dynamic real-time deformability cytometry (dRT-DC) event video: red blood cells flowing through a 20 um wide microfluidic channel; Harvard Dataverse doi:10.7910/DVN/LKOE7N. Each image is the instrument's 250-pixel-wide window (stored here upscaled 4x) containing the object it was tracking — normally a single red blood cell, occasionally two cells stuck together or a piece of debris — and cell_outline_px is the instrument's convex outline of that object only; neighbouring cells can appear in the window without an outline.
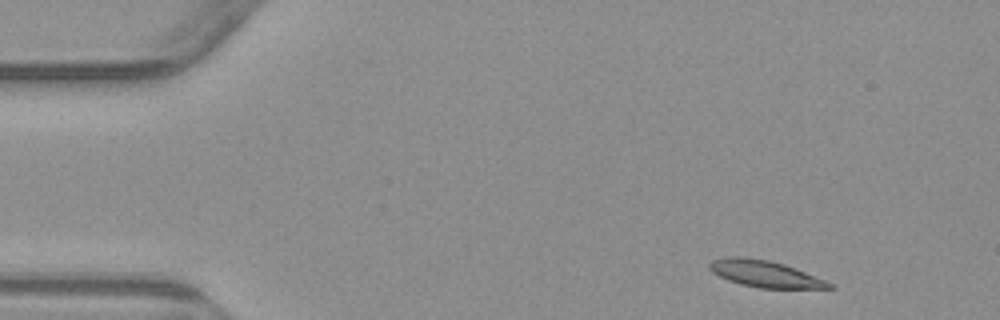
{"species": "common noctule bat (a hibernating species)", "species_latin": "Nyctalus noctula", "temperature_condition": "warm", "stored_images_in_passage": 4, "camera_frame_rate_fps": 3000, "um_per_image_px": 0.085, "animal": {"sex": "male", "body_mass_g": 23.1, "forearm_length_mm": 52.7}, "frame": {"image": 1, "passage_image": 1, "time_ms": 0.0, "image_size_px": [1000, 320], "cell_outline_px": [[836, 288], [760, 288], [740, 284], [728, 280], [712, 272], [708, 268], [708, 264], [712, 260], [728, 256], [744, 256], [768, 260], [784, 264], [836, 284]], "centroid_in_image_um": [65.02, 23.27], "position_along_channel_um": 20.0, "area_um2": 18.67}}
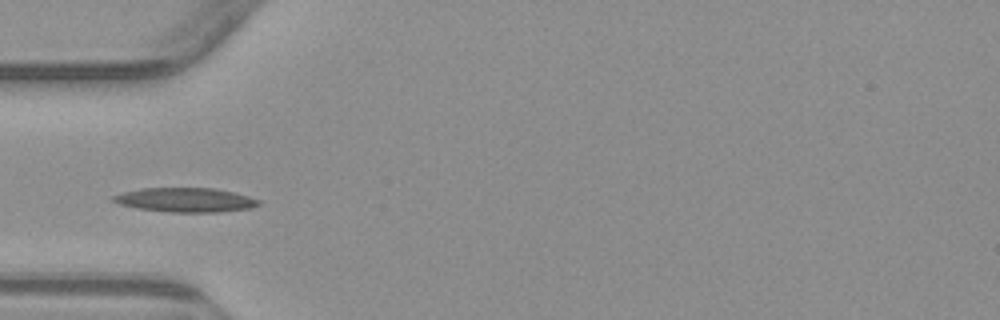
{"frame": {"image": 2, "passage_image": 4, "time_ms": 3.667, "image_size_px": [1000, 320], "cell_outline_px": [[260, 204], [248, 208], [220, 212], [172, 212], [136, 208], [120, 204], [108, 200], [108, 196], [140, 188], [216, 188], [248, 196], [260, 200]], "centroid_in_image_um": [15.68, 16.99], "position_along_channel_um": 69.3, "area_um2": 20.63}}